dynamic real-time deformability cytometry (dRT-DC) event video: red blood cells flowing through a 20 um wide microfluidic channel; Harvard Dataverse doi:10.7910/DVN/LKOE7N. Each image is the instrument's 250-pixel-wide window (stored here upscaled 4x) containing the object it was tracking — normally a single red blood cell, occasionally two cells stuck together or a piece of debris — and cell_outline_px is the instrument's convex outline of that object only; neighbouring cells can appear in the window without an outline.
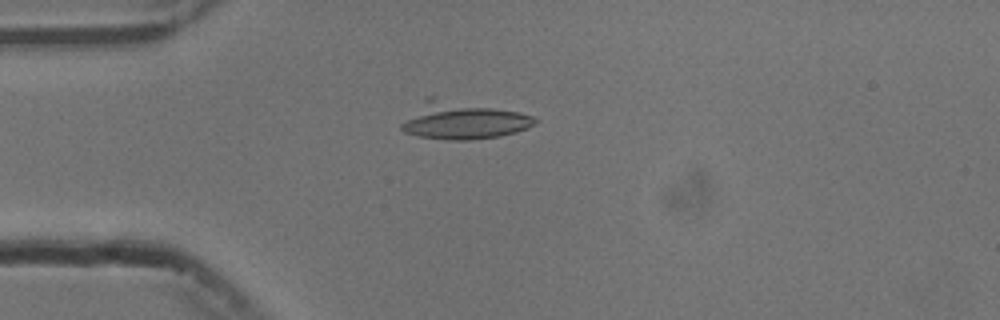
{"species": "common noctule bat (a hibernating species)", "species_latin": "Nyctalus noctula", "temperature_condition": "cold", "stored_images_in_passage": 30, "camera_frame_rate_fps": 3000, "um_per_image_px": 0.085, "animal": {"sex": "male", "body_mass_g": 13.3}, "frame": {"image": 1, "passage_image": 1, "time_ms": 0.0, "image_size_px": [1000, 320], "cell_outline_px": [[540, 120], [536, 124], [516, 132], [500, 136], [468, 140], [448, 140], [416, 136], [404, 132], [400, 128], [400, 124], [428, 96], [436, 96], [520, 112], [532, 116]], "centroid_in_image_um": [39.35, 10.23], "position_along_channel_um": 45.6, "area_um2": 29.3}}
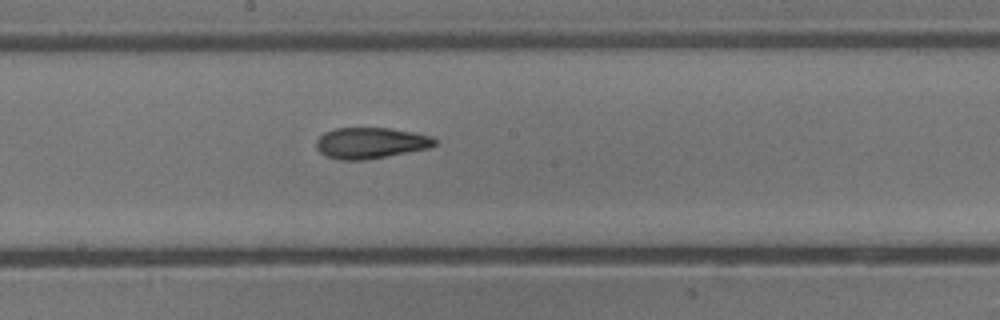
{"frame": {"image": 2, "passage_image": 16, "time_ms": 5.0, "image_size_px": [1000, 320], "cell_outline_px": [[436, 144], [428, 148], [368, 160], [340, 160], [328, 156], [320, 152], [316, 148], [316, 140], [324, 132], [336, 128], [388, 128], [416, 132], [432, 136], [436, 140]], "centroid_in_image_um": [31.51, 12.15], "position_along_channel_um": 216.7, "area_um2": 21.5}}
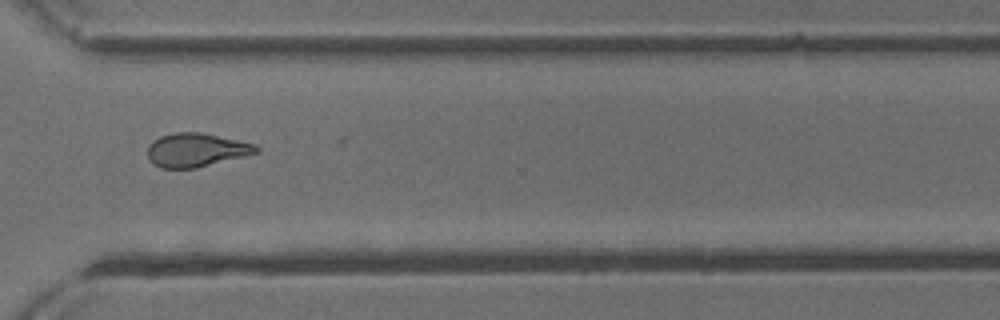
{"frame": {"image": 3, "passage_image": 27, "time_ms": 8.667, "image_size_px": [1000, 320], "cell_outline_px": [[260, 152], [196, 168], [160, 168], [152, 164], [148, 160], [148, 144], [152, 140], [160, 136], [176, 132], [200, 132], [256, 144], [260, 148]], "centroid_in_image_um": [16.65, 12.75], "position_along_channel_um": 354.0, "area_um2": 21.44}, "authors_computed_cell_mechanics": {"area_um2": 21.6461, "velocity_mm_per_s": 3.7704, "shape_relaxation_time_tau1_ms": null, "shape_relaxation_time_tau2_ms": 5.6671, "deformation_change_tau1": null, "deformation_change_tau2": 0.1501}}